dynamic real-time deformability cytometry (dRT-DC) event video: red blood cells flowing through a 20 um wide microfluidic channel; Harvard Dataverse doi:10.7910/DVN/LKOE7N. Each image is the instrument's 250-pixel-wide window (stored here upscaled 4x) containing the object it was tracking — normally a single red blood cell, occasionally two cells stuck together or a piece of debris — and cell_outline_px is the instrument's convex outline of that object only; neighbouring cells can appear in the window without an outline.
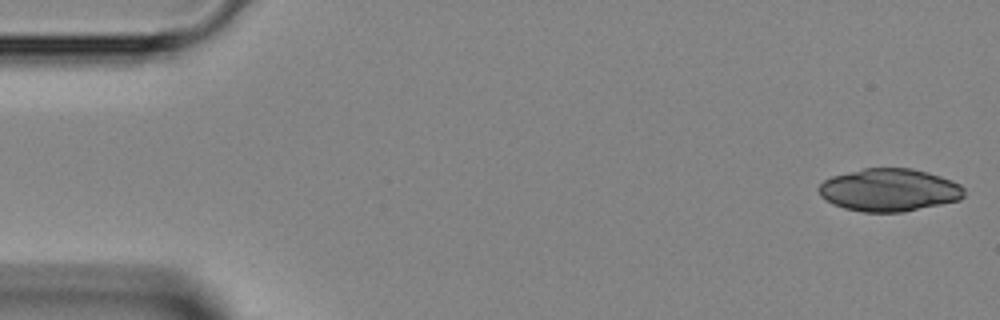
{"species": "Egyptian fruit bat (a non-hibernating species)", "species_latin": "Rousettus aegyptiacus", "temperature_condition": "room temperature", "stored_images_in_passage": 45, "camera_frame_rate_fps": 3000, "um_per_image_px": 0.085, "animal": {"sex": "female"}, "frame": {"image": 1, "passage_image": 1, "time_ms": 0.0, "image_size_px": [1000, 320], "cell_outline_px": [[964, 196], [960, 200], [904, 212], [864, 212], [844, 208], [832, 204], [824, 200], [820, 196], [816, 188], [824, 180], [832, 176], [864, 168], [912, 168], [928, 172], [952, 180], [960, 184], [964, 188]], "centroid_in_image_um": [75.57, 16.15], "position_along_channel_um": 9.4, "area_um2": 36.47}}
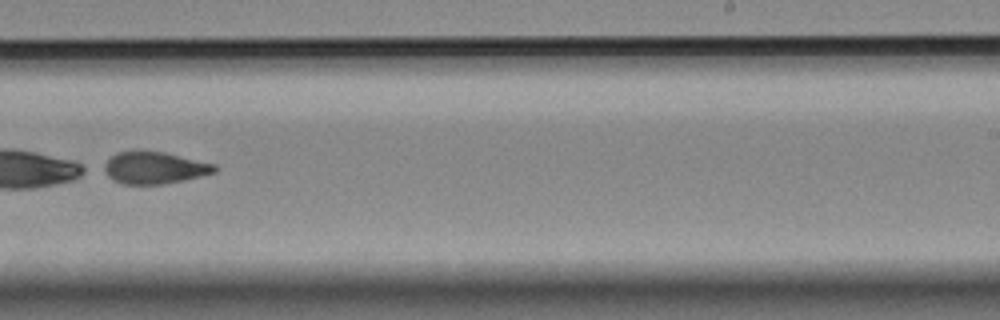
{"frame": {"image": 2, "passage_image": 28, "time_ms": 9.0, "image_size_px": [1000, 320], "cell_outline_px": [[220, 168], [216, 172], [184, 180], [164, 184], [124, 184], [112, 180], [100, 168], [116, 152], [136, 148], [164, 152], [216, 164]], "centroid_in_image_um": [13.09, 14.23], "position_along_channel_um": 275.9, "area_um2": 21.27}}
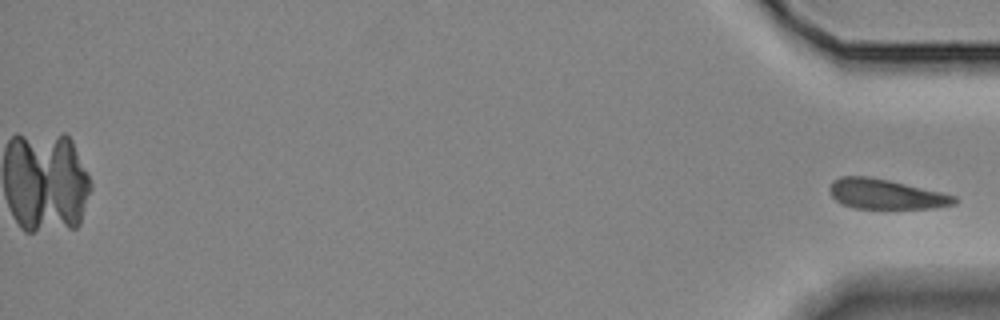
{"frame": {"image": 3, "passage_image": 45, "time_ms": 14.667, "image_size_px": [1000, 320], "cell_outline_px": [[960, 200], [956, 204], [936, 208], [856, 208], [840, 204], [832, 196], [828, 188], [832, 180], [840, 176], [868, 176], [888, 180], [940, 192], [956, 196]], "centroid_in_image_um": [75.28, 16.5], "position_along_channel_um": 359.9, "area_um2": 21.79}}